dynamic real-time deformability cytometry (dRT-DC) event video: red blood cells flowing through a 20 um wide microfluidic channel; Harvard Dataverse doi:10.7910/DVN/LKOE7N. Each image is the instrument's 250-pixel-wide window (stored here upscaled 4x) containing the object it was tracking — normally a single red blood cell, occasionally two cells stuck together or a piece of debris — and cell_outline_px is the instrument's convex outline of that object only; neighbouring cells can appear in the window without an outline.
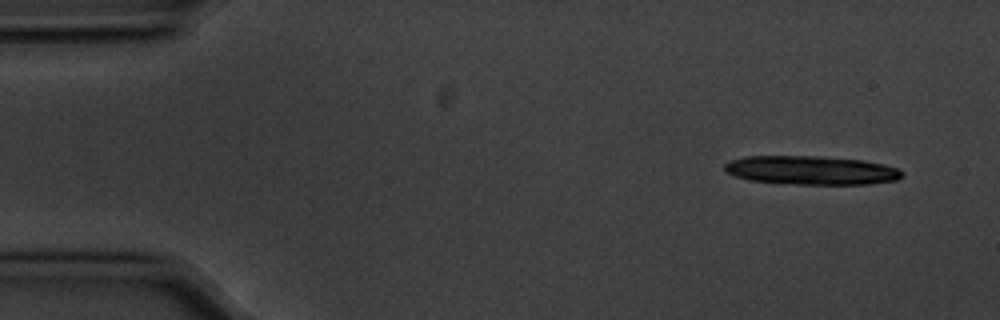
{"species": "common noctule bat (a hibernating species)", "species_latin": "Nyctalus noctula", "temperature_condition": "cold", "stored_images_in_passage": 4, "camera_frame_rate_fps": 3000, "um_per_image_px": 0.085, "animal": {"sex": "male", "body_mass_g": 20.1, "forearm_length_mm": 53.5}, "frame": {"image": 1, "passage_image": 1, "time_ms": 0.0, "image_size_px": [1000, 320], "cell_outline_px": [[904, 176], [896, 180], [868, 184], [796, 184], [748, 180], [724, 172], [724, 164], [732, 160], [748, 156], [820, 156], [864, 160], [884, 164], [896, 168], [904, 172]], "centroid_in_image_um": [68.97, 14.47], "position_along_channel_um": 16.0, "area_um2": 29.82}}